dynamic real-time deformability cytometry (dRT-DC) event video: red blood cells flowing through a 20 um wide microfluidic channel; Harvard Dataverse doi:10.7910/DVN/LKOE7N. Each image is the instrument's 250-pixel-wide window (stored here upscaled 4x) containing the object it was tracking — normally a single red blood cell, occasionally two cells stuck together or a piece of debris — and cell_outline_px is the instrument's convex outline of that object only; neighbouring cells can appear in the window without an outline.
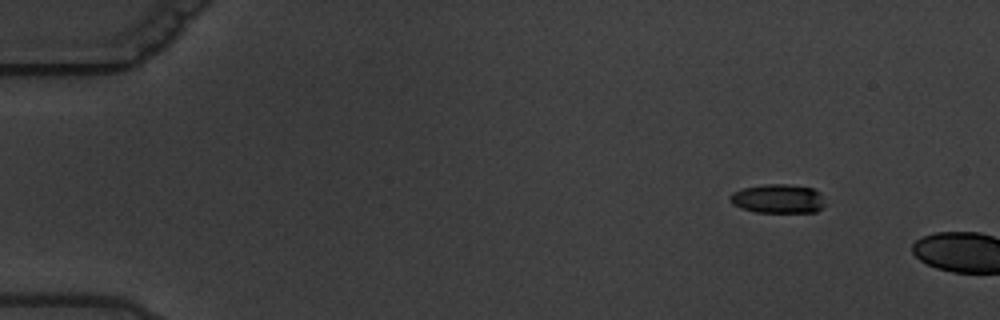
{"species": "common noctule bat (a hibernating species)", "species_latin": "Nyctalus noctula", "temperature_condition": "warm", "stored_images_in_passage": 2, "camera_frame_rate_fps": 3000, "um_per_image_px": 0.085, "animal": {"sex": "male", "body_mass_g": 19.5, "forearm_length_mm": 54.6}, "frame": {"image": 1, "passage_image": 1, "time_ms": 0.0, "image_size_px": [1000, 320], "cell_outline_px": [[824, 204], [816, 212], [756, 212], [740, 208], [732, 204], [728, 200], [728, 196], [732, 192], [744, 188], [768, 184], [788, 184], [812, 188], [820, 192]], "centroid_in_image_um": [66.08, 16.89], "position_along_channel_um": 18.9, "area_um2": 16.07}}